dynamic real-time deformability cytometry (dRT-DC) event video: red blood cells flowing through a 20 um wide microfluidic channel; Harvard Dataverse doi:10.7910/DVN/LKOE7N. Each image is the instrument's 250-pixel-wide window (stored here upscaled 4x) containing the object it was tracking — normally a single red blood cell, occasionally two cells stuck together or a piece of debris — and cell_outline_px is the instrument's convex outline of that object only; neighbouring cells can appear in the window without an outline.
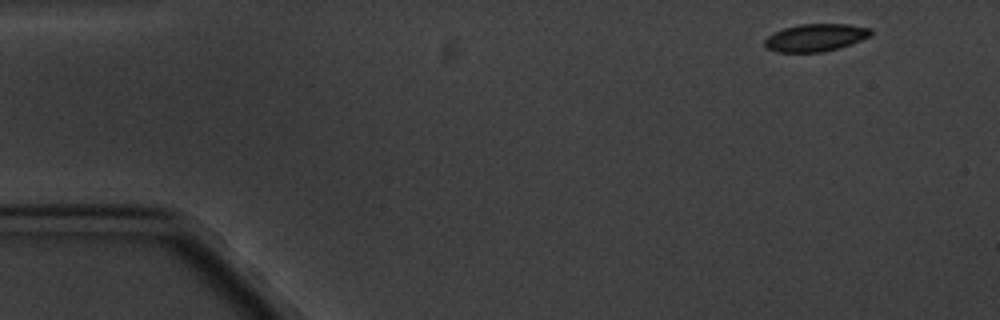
{"species": "common noctule bat (a hibernating species)", "species_latin": "Nyctalus noctula", "temperature_condition": "cold", "stored_images_in_passage": 8, "camera_frame_rate_fps": 3000, "um_per_image_px": 0.085, "animal": {"sex": "male", "body_mass_g": 20.1, "forearm_length_mm": 53.5}, "frame": {"image": 1, "passage_image": 1, "time_ms": 0.0, "image_size_px": [1000, 320], "cell_outline_px": [[872, 36], [836, 48], [820, 52], [776, 52], [768, 48], [764, 44], [764, 40], [768, 36], [784, 28], [800, 24], [848, 24], [872, 28]], "centroid_in_image_um": [69.33, 3.18], "position_along_channel_um": 15.7, "area_um2": 16.82}}
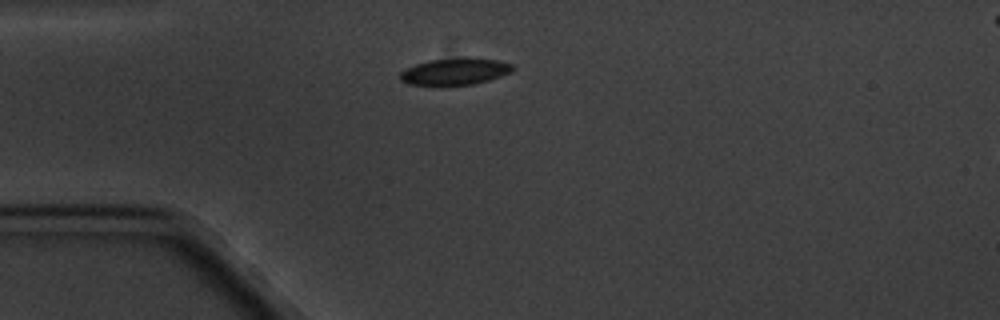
{"frame": {"image": 2, "passage_image": 4, "time_ms": 3.333, "image_size_px": [1000, 320], "cell_outline_px": [[512, 72], [488, 80], [472, 84], [440, 88], [432, 88], [408, 84], [400, 80], [400, 72], [416, 64], [428, 60], [460, 56], [472, 56], [496, 60], [512, 64]], "centroid_in_image_um": [38.61, 6.1], "position_along_channel_um": 46.4, "area_um2": 18.55}}